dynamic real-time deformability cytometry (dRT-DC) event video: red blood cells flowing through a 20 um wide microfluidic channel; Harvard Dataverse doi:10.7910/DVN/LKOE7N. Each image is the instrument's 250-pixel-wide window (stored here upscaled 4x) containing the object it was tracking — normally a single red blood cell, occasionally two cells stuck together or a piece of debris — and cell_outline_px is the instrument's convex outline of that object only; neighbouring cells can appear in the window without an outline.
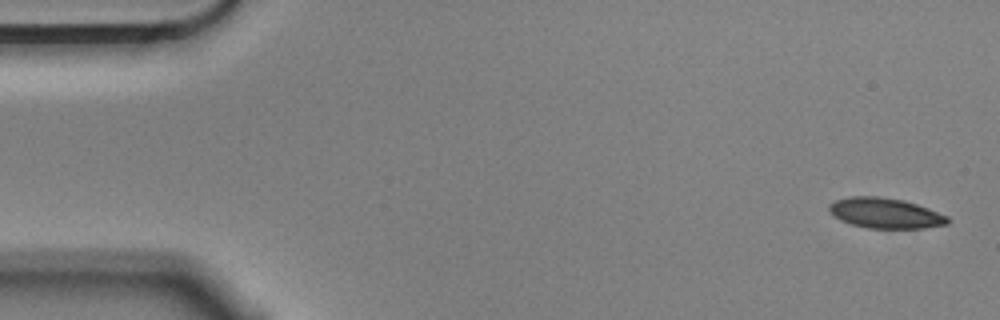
{"species": "Egyptian fruit bat (a non-hibernating species)", "species_latin": "Rousettus aegyptiacus", "temperature_condition": "cold", "stored_images_in_passage": 5, "camera_frame_rate_fps": 3000, "um_per_image_px": 0.085, "animal": {"sex": "male"}, "frame": {"image": 1, "passage_image": 1, "time_ms": 0.0, "image_size_px": [1000, 320], "cell_outline_px": [[948, 224], [924, 228], [868, 228], [852, 224], [840, 220], [832, 216], [828, 212], [828, 204], [836, 200], [852, 196], [876, 196], [904, 200], [928, 208], [948, 216]], "centroid_in_image_um": [75.21, 18.11], "position_along_channel_um": 9.8, "area_um2": 20.98}}
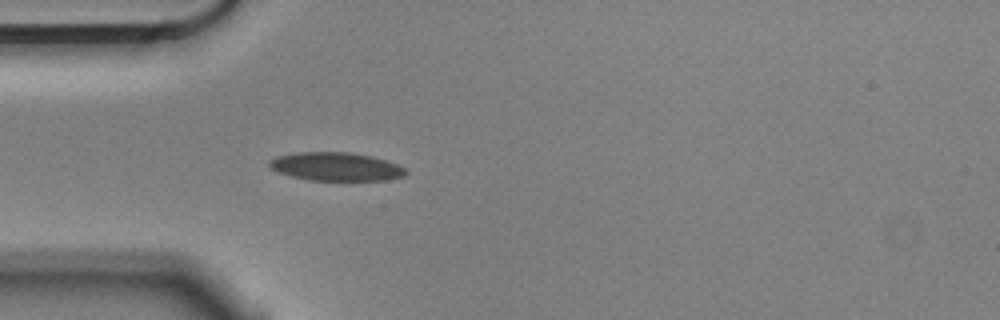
{"frame": {"image": 2, "passage_image": 5, "time_ms": 1.333, "image_size_px": [1000, 320], "cell_outline_px": [[408, 172], [404, 176], [384, 180], [308, 180], [276, 172], [268, 168], [268, 160], [276, 156], [296, 152], [348, 152], [372, 156], [396, 164], [404, 168]], "centroid_in_image_um": [28.48, 14.16], "position_along_channel_um": 56.5, "area_um2": 22.66}}